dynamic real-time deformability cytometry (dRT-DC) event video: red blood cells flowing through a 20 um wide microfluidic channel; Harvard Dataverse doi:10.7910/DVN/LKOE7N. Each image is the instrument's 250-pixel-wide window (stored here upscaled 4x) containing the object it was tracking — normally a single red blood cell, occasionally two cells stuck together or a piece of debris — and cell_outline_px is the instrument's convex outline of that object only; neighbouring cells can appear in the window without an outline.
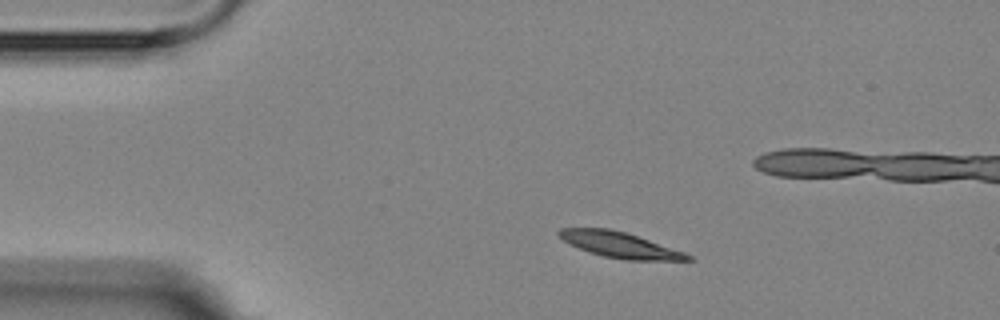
{"species": "Egyptian fruit bat (a non-hibernating species)", "species_latin": "Rousettus aegyptiacus", "temperature_condition": "room temperature", "stored_images_in_passage": 6, "camera_frame_rate_fps": 3000, "um_per_image_px": 0.085, "animal": {"sex": "female"}, "frame": {"image": 1, "passage_image": 2, "time_ms": 1.333, "image_size_px": [1000, 320], "cell_outline_px": [[696, 260], [624, 260], [604, 256], [588, 252], [564, 240], [556, 232], [560, 228], [608, 228], [624, 232], [684, 252], [692, 256]], "centroid_in_image_um": [52.68, 20.82], "position_along_channel_um": 32.3, "area_um2": 18.84}}
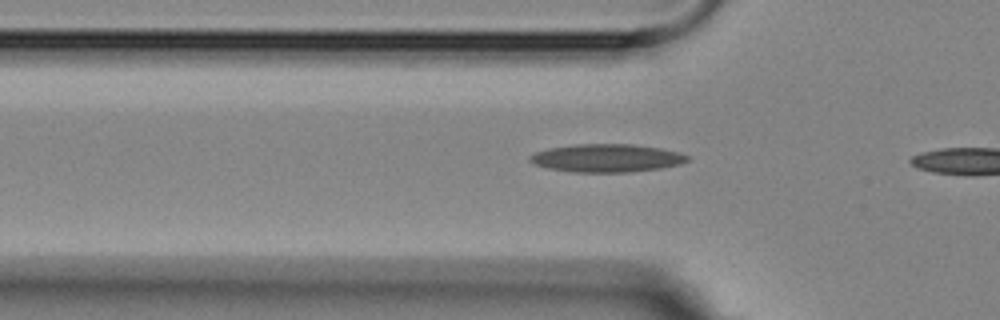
{"frame": {"image": 2, "passage_image": 5, "time_ms": 5.667, "image_size_px": [1000, 320], "cell_outline_px": [[688, 160], [680, 164], [660, 168], [624, 172], [572, 172], [548, 168], [536, 164], [528, 160], [528, 156], [536, 152], [548, 148], [572, 144], [632, 144], [660, 148], [676, 152], [688, 156]], "centroid_in_image_um": [51.51, 13.43], "position_along_channel_um": 74.3, "area_um2": 25.55}}